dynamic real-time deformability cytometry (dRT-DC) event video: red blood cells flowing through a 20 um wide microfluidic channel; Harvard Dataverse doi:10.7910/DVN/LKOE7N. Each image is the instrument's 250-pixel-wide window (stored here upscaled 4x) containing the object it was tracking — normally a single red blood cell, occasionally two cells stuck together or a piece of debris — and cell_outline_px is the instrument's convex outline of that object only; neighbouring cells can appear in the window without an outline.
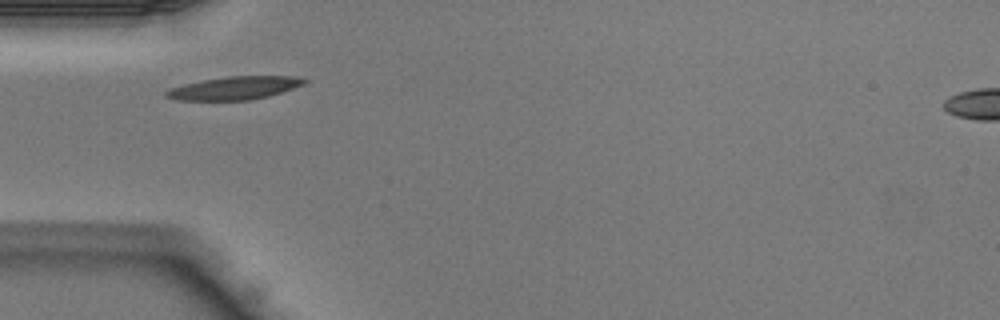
{"species": "Egyptian fruit bat (a non-hibernating species)", "species_latin": "Rousettus aegyptiacus", "temperature_condition": "warm", "stored_images_in_passage": 32, "camera_frame_rate_fps": 3000, "um_per_image_px": 0.085, "animal": {"sex": "male"}, "frame": {"image": 1, "passage_image": 2, "time_ms": 0.333, "image_size_px": [1000, 320], "cell_outline_px": [[308, 80], [304, 84], [268, 96], [248, 100], [176, 100], [164, 96], [164, 92], [168, 88], [184, 84], [204, 80], [228, 76], [296, 76]], "centroid_in_image_um": [19.88, 7.48], "position_along_channel_um": 65.1, "area_um2": 18.44}}
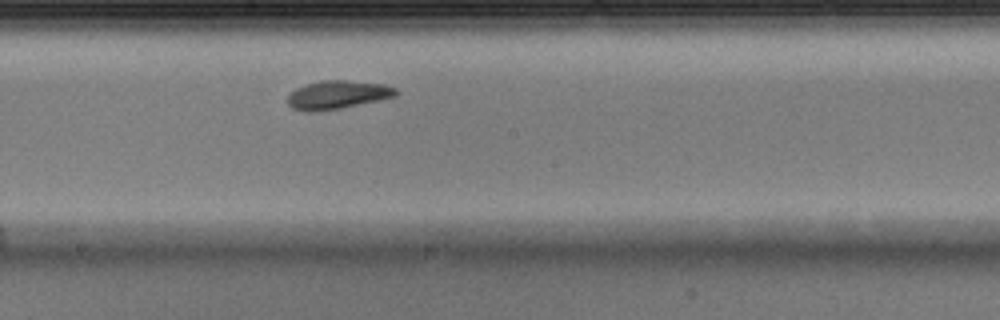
{"frame": {"image": 2, "passage_image": 12, "time_ms": 3.667, "image_size_px": [1000, 320], "cell_outline_px": [[400, 92], [396, 96], [340, 108], [308, 112], [292, 108], [288, 104], [288, 96], [296, 88], [320, 80], [344, 80], [384, 84], [396, 88]], "centroid_in_image_um": [28.7, 8.05], "position_along_channel_um": 219.5, "area_um2": 17.69}}
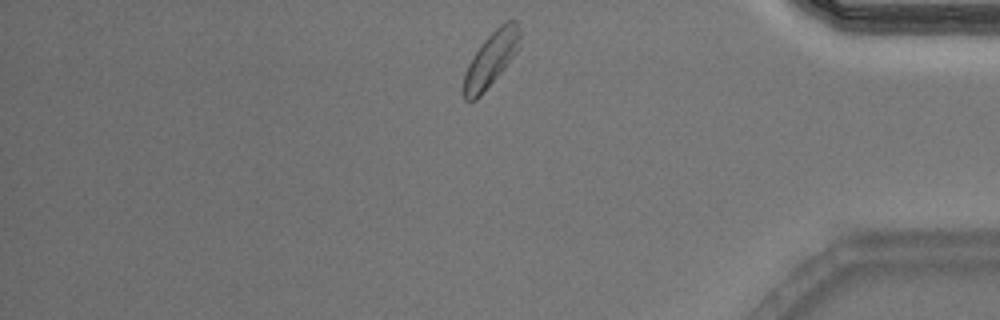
{"frame": {"image": 3, "passage_image": 25, "time_ms": 8.0, "image_size_px": [1000, 320], "cell_outline_px": [[520, 36], [516, 52], [504, 68], [480, 96], [476, 100], [468, 104], [464, 100], [464, 76], [468, 64], [472, 56], [480, 44], [500, 24], [508, 20], [516, 20], [520, 28]], "centroid_in_image_um": [41.71, 5.04], "position_along_channel_um": 393.5, "area_um2": 17.69}}